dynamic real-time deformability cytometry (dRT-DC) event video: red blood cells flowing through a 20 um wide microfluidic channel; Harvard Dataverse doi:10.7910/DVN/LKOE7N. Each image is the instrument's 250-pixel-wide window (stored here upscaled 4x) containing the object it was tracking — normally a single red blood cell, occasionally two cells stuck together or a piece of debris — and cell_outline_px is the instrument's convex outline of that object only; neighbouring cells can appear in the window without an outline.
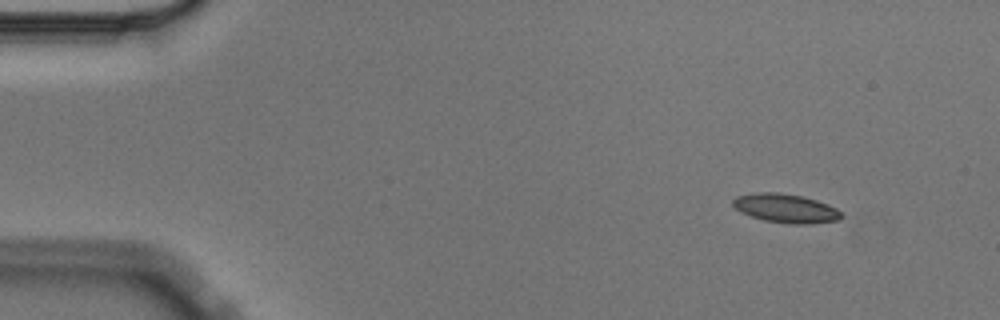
{"species": "Egyptian fruit bat (a non-hibernating species)", "species_latin": "Rousettus aegyptiacus", "temperature_condition": "cold", "stored_images_in_passage": 5, "camera_frame_rate_fps": 3000, "um_per_image_px": 0.085, "animal": {"sex": "male"}, "frame": {"image": 1, "passage_image": 1, "time_ms": 0.0, "image_size_px": [1000, 320], "cell_outline_px": [[844, 216], [840, 220], [808, 224], [788, 224], [764, 220], [740, 212], [732, 204], [732, 200], [736, 196], [756, 192], [780, 192], [804, 196], [828, 204], [836, 208]], "centroid_in_image_um": [66.8, 17.7], "position_along_channel_um": 18.2, "area_um2": 18.44}}
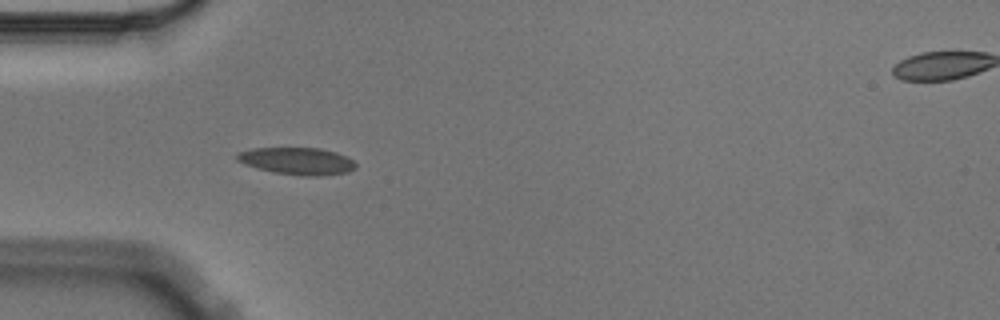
{"frame": {"image": 2, "passage_image": 4, "time_ms": 1.0, "image_size_px": [1000, 320], "cell_outline_px": [[356, 168], [348, 172], [320, 176], [304, 176], [272, 172], [256, 168], [244, 164], [236, 160], [236, 156], [240, 152], [252, 148], [320, 148], [336, 152], [352, 160], [356, 164]], "centroid_in_image_um": [25.25, 13.69], "position_along_channel_um": 59.8, "area_um2": 18.79}}
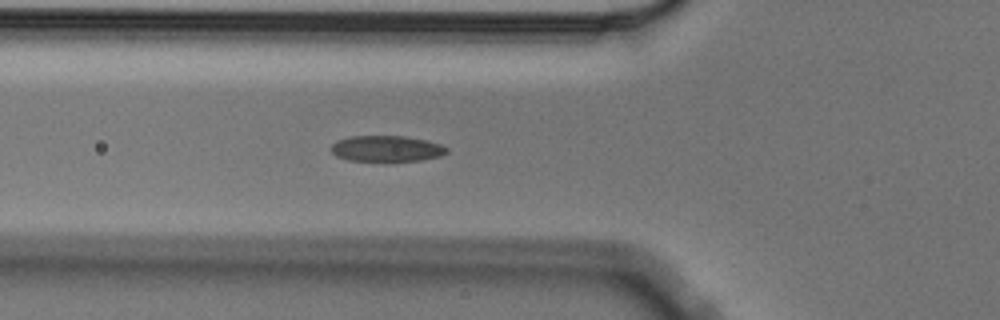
{"frame": {"image": 3, "passage_image": 5, "time_ms": 1.333, "image_size_px": [1000, 320], "cell_outline_px": [[448, 152], [440, 156], [420, 160], [388, 164], [348, 160], [336, 156], [332, 152], [332, 144], [336, 140], [348, 136], [404, 136], [428, 140], [440, 144], [448, 148]], "centroid_in_image_um": [32.85, 12.67], "position_along_channel_um": 92.9, "area_um2": 18.38}}